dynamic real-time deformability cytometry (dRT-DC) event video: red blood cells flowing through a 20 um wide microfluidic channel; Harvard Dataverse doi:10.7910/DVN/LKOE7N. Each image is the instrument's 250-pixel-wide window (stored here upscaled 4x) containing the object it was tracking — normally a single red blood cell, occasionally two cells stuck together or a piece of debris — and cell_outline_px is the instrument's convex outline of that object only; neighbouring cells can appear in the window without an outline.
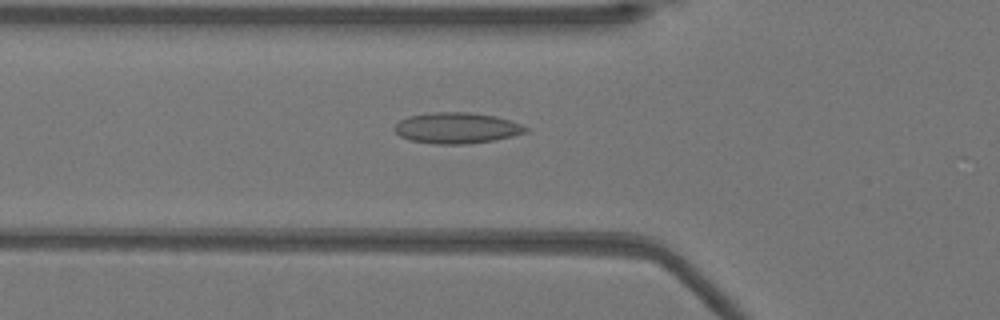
{"species": "Egyptian fruit bat (a non-hibernating species)", "species_latin": "Rousettus aegyptiacus", "temperature_condition": "warm", "stored_images_in_passage": 52, "segment_of_instrument_passage": [1, 2], "camera_frame_rate_fps": 3000, "um_per_image_px": 0.085, "animal": {"sex": "female"}, "frame": {"image": 1, "passage_image": 17, "time_ms": 5.333, "image_size_px": [1000, 320], "cell_outline_px": [[528, 132], [512, 136], [492, 140], [464, 144], [432, 144], [408, 140], [400, 136], [396, 132], [396, 124], [400, 120], [408, 116], [432, 112], [468, 112], [496, 116], [520, 124], [528, 128]], "centroid_in_image_um": [38.8, 10.88], "position_along_channel_um": 87.0, "area_um2": 23.52}}
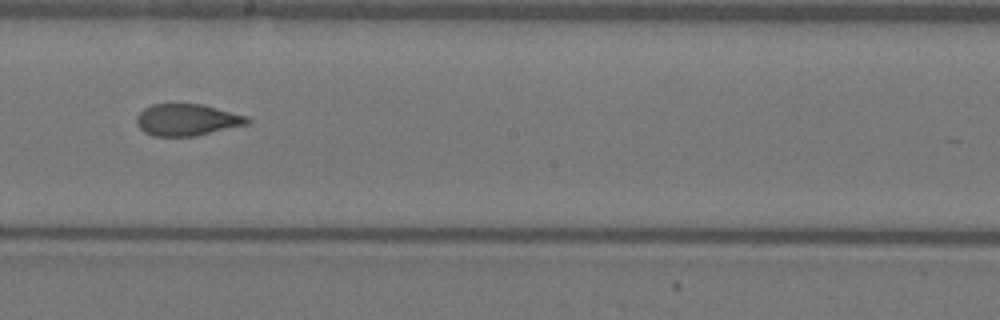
{"frame": {"image": 2, "passage_image": 28, "time_ms": 9.0, "image_size_px": [1000, 320], "cell_outline_px": [[252, 120], [248, 124], [196, 136], [152, 136], [144, 132], [136, 124], [136, 116], [144, 108], [152, 104], [204, 104], [248, 116]], "centroid_in_image_um": [15.91, 10.18], "position_along_channel_um": 232.3, "area_um2": 20.69}}
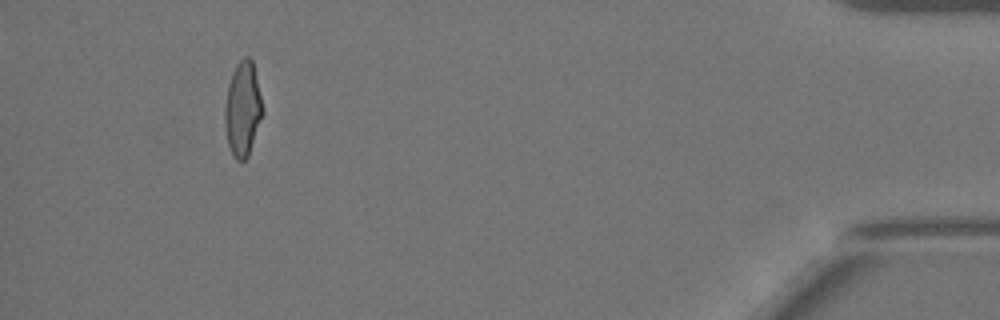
{"frame": {"image": 3, "passage_image": 47, "time_ms": 15.333, "image_size_px": [1000, 320], "cell_outline_px": [[264, 112], [248, 156], [244, 160], [236, 160], [232, 156], [228, 144], [224, 120], [224, 108], [228, 84], [232, 72], [236, 64], [244, 56], [248, 56], [252, 60]], "centroid_in_image_um": [20.62, 9.27], "position_along_channel_um": 414.6, "area_um2": 20.81}}